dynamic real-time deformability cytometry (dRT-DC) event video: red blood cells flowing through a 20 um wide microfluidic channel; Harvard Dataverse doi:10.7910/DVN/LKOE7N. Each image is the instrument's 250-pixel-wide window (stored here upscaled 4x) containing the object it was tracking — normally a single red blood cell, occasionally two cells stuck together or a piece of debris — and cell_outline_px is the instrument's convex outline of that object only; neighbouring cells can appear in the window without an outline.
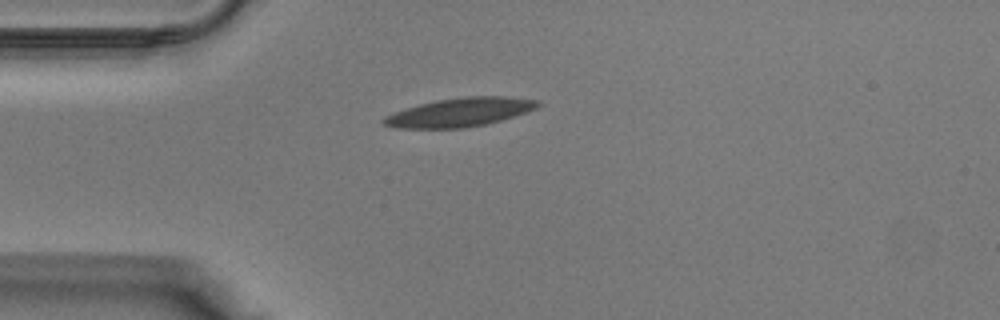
{"species": "Egyptian fruit bat (a non-hibernating species)", "species_latin": "Rousettus aegyptiacus", "temperature_condition": "warm", "stored_images_in_passage": 26, "camera_frame_rate_fps": 3000, "um_per_image_px": 0.085, "animal": {"sex": "male"}, "frame": {"image": 1, "passage_image": 1, "time_ms": 0.0, "image_size_px": [1000, 320], "cell_outline_px": [[540, 104], [536, 108], [488, 124], [464, 128], [396, 128], [384, 124], [380, 120], [384, 116], [420, 104], [436, 100], [464, 96], [504, 96], [540, 100]], "centroid_in_image_um": [39.08, 9.54], "position_along_channel_um": 45.9, "area_um2": 25.61}}
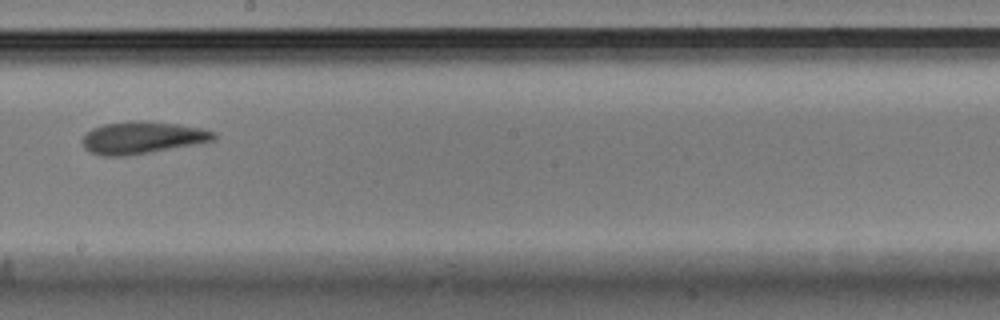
{"frame": {"image": 2, "passage_image": 13, "time_ms": 4.0, "image_size_px": [1000, 320], "cell_outline_px": [[216, 140], [196, 144], [152, 152], [124, 156], [100, 156], [88, 152], [84, 148], [80, 140], [92, 128], [104, 124], [140, 120], [148, 120], [180, 124], [200, 128], [216, 132]], "centroid_in_image_um": [12.08, 11.7], "position_along_channel_um": 236.1, "area_um2": 24.97}}
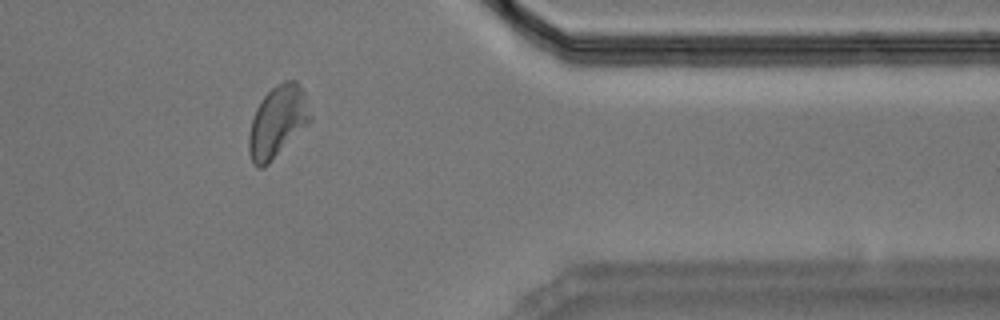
{"frame": {"image": 3, "passage_image": 23, "time_ms": 7.333, "image_size_px": [1000, 320], "cell_outline_px": [[312, 120], [264, 168], [256, 168], [252, 164], [248, 152], [248, 136], [252, 120], [256, 108], [264, 96], [276, 84], [284, 80], [296, 80], [304, 92], [312, 116]], "centroid_in_image_um": [23.58, 10.35], "position_along_channel_um": 387.8, "area_um2": 25.66}}